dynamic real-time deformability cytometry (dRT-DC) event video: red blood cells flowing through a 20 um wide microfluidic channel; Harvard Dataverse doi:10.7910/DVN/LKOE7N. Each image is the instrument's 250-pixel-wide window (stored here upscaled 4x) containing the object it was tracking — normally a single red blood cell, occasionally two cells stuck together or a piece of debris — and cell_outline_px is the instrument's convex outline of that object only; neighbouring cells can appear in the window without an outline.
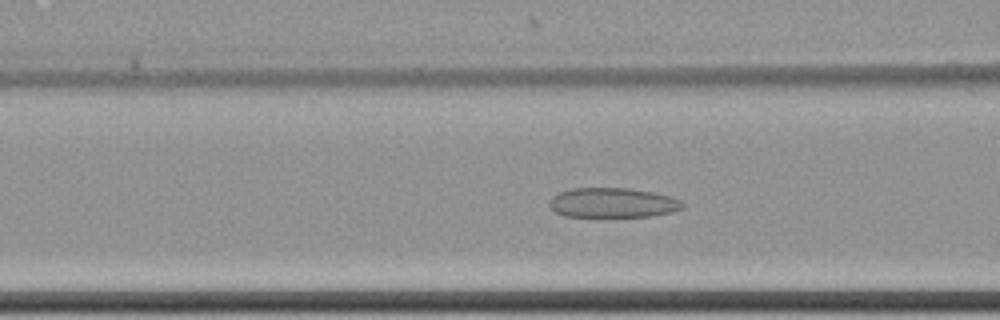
{"species": "common noctule bat (a hibernating species)", "species_latin": "Nyctalus noctula", "temperature_condition": "cold", "stored_images_in_passage": 42, "camera_frame_rate_fps": 3000, "um_per_image_px": 0.085, "animal": {"sex": "female", "body_mass_g": 22.7, "forearm_length_mm": 54.2}, "frame": {"image": 1, "passage_image": 27, "time_ms": 8.667, "image_size_px": [1000, 320], "cell_outline_px": [[684, 208], [672, 212], [648, 216], [564, 216], [556, 212], [548, 204], [552, 196], [556, 192], [572, 188], [628, 188], [652, 192], [668, 196], [680, 200], [684, 204]], "centroid_in_image_um": [52.05, 17.22], "position_along_channel_um": 114.6, "area_um2": 23.0}}
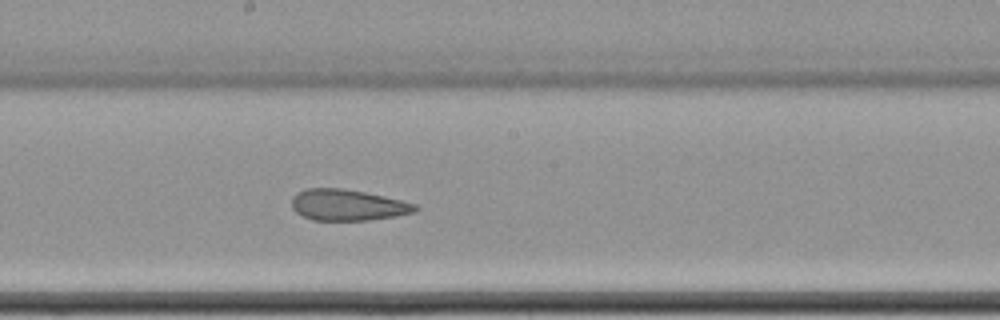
{"frame": {"image": 2, "passage_image": 36, "time_ms": 11.667, "image_size_px": [1000, 320], "cell_outline_px": [[420, 208], [416, 212], [396, 216], [368, 220], [312, 220], [296, 212], [292, 208], [292, 196], [296, 192], [308, 188], [344, 188], [384, 196], [416, 204]], "centroid_in_image_um": [29.55, 17.42], "position_along_channel_um": 218.6, "area_um2": 22.48}}
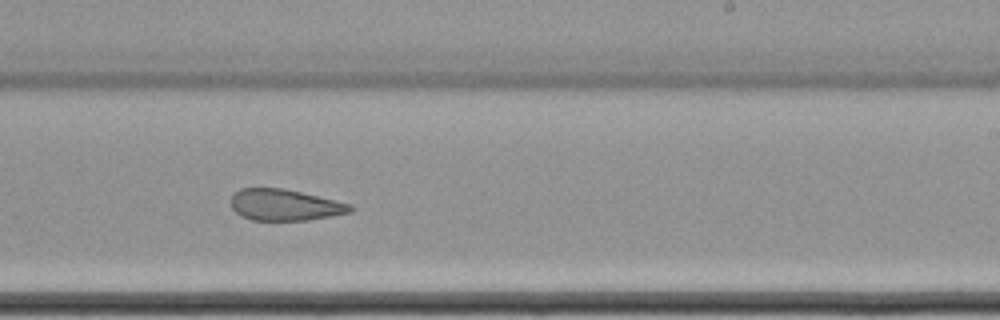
{"frame": {"image": 3, "passage_image": 40, "time_ms": 13.0, "image_size_px": [1000, 320], "cell_outline_px": [[356, 208], [352, 212], [332, 216], [308, 220], [252, 220], [240, 216], [232, 208], [232, 196], [240, 188], [284, 188], [352, 204]], "centroid_in_image_um": [24.25, 17.42], "position_along_channel_um": 264.8, "area_um2": 21.85}}